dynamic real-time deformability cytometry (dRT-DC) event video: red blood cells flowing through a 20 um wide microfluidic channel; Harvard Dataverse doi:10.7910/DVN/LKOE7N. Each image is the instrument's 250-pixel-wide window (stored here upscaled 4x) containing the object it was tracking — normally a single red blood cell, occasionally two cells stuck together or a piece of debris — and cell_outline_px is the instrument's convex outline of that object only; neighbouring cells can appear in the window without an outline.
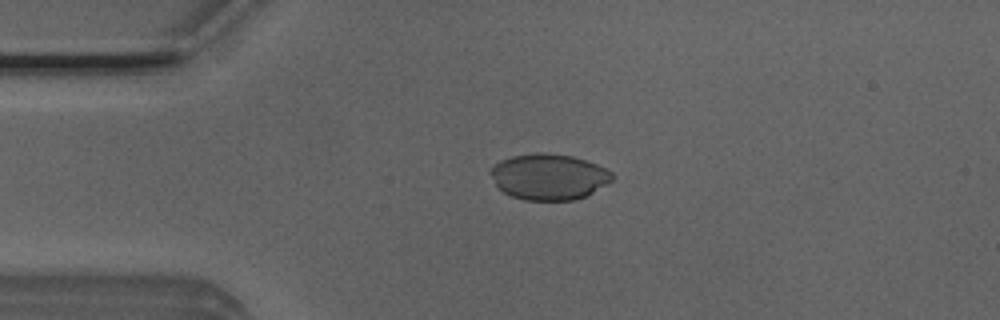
{"species": "Egyptian fruit bat (a non-hibernating species)", "species_latin": "Rousettus aegyptiacus", "temperature_condition": "room temperature", "stored_images_in_passage": 2, "camera_frame_rate_fps": 3000, "um_per_image_px": 0.085, "animal": {"sex": "male"}, "frame": {"image": 1, "passage_image": 1, "time_ms": 0.0, "image_size_px": [1000, 320], "cell_outline_px": [[612, 180], [592, 192], [576, 200], [524, 200], [512, 196], [504, 192], [496, 184], [488, 172], [500, 160], [512, 156], [536, 152], [544, 152], [572, 156], [596, 164], [612, 172]], "centroid_in_image_um": [46.62, 15.02], "position_along_channel_um": 38.4, "area_um2": 32.31}}